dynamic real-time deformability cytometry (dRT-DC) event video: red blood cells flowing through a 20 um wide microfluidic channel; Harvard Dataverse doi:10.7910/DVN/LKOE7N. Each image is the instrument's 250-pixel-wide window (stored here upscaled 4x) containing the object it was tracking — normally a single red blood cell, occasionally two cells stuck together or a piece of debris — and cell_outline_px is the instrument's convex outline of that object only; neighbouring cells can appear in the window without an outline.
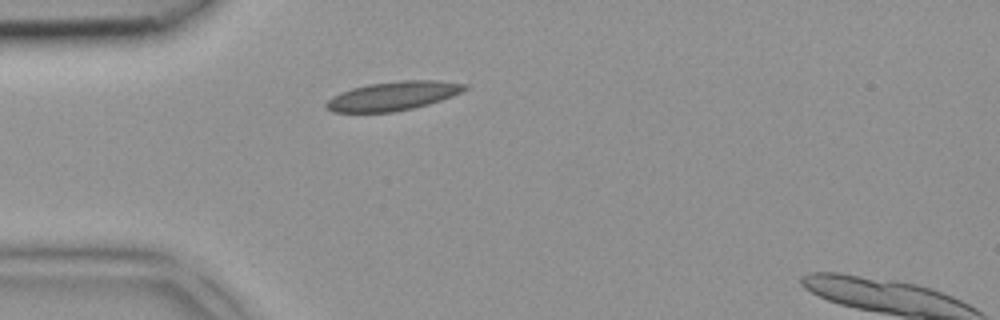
{"species": "common noctule bat (a hibernating species)", "species_latin": "Nyctalus noctula", "temperature_condition": "room temperature", "stored_images_in_passage": 4, "camera_frame_rate_fps": 3000, "um_per_image_px": 0.085, "animal": {"sex": "female", "body_mass_g": 18.4}, "frame": {"image": 1, "passage_image": 4, "time_ms": 1.0, "image_size_px": [1000, 320], "cell_outline_px": [[468, 88], [452, 96], [428, 104], [412, 108], [392, 112], [332, 112], [324, 108], [324, 104], [332, 96], [340, 92], [352, 88], [368, 84], [400, 80], [436, 80], [468, 84]], "centroid_in_image_um": [33.37, 8.15], "position_along_channel_um": 51.6, "area_um2": 23.35}}